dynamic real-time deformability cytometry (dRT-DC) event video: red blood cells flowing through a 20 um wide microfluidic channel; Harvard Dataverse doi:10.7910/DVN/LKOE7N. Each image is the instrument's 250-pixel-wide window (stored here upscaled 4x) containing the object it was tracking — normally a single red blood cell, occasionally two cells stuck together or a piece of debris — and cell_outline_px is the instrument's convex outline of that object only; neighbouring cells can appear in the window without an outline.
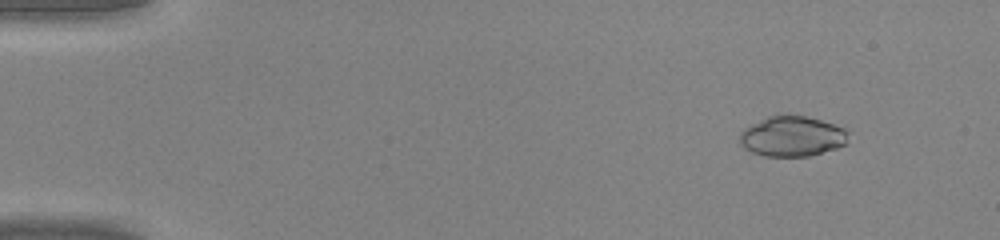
{"species": "common noctule bat (a hibernating species)", "species_latin": "Nyctalus noctula", "temperature_condition": "warm", "stored_images_in_passage": 46, "camera_frame_rate_fps": 3000, "um_per_image_px": 0.085, "animal": {"sex": "male", "body_mass_g": 20.0, "forearm_length_mm": 53.3}, "frame": {"image": 1, "passage_image": 5, "time_ms": 1.333, "image_size_px": [1000, 240], "cell_outline_px": [[848, 144], [836, 148], [808, 156], [764, 156], [752, 152], [744, 148], [740, 144], [740, 132], [744, 128], [768, 116], [784, 112], [788, 112], [820, 120], [844, 128], [848, 132]], "centroid_in_image_um": [67.32, 11.56], "position_along_channel_um": 17.7, "area_um2": 25.84}}
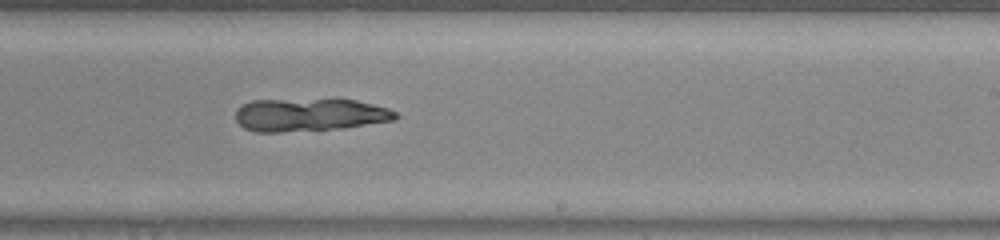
{"frame": {"image": 2, "passage_image": 29, "time_ms": 9.333, "image_size_px": [1000, 240], "cell_outline_px": [[400, 116], [396, 120], [344, 128], [280, 132], [256, 132], [244, 128], [236, 120], [236, 108], [252, 100], [336, 96], [356, 100], [388, 108], [396, 112]], "centroid_in_image_um": [26.35, 9.71], "position_along_channel_um": 262.7, "area_um2": 32.08}}
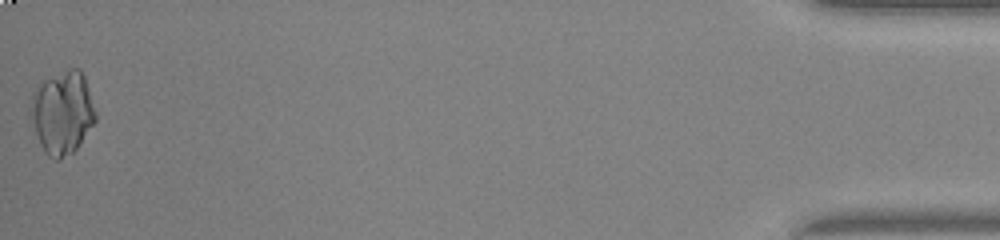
{"frame": {"image": 3, "passage_image": 46, "time_ms": 15.0, "image_size_px": [1000, 240], "cell_outline_px": [[96, 120], [76, 148], [72, 152], [60, 160], [52, 160], [44, 152], [36, 136], [28, 112], [32, 92], [44, 80], [68, 68], [80, 68], [84, 76], [96, 112]], "centroid_in_image_um": [5.26, 9.57], "position_along_channel_um": 429.9, "area_um2": 31.62}}